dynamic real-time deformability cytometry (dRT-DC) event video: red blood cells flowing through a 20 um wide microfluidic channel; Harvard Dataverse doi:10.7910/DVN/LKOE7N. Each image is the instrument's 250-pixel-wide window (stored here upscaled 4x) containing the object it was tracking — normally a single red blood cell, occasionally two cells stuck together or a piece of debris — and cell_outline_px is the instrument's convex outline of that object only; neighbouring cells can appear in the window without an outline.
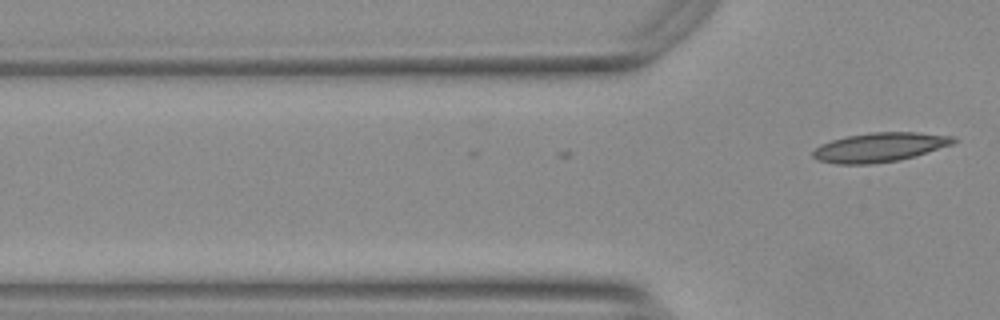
{"species": "Egyptian fruit bat (a non-hibernating species)", "species_latin": "Rousettus aegyptiacus", "temperature_condition": "warm", "stored_images_in_passage": 2, "camera_frame_rate_fps": 3000, "um_per_image_px": 0.085, "animal": {"sex": "female"}, "frame": {"image": 1, "passage_image": 2, "time_ms": 0.333, "image_size_px": [1000, 320], "cell_outline_px": [[956, 140], [952, 144], [912, 156], [896, 160], [868, 164], [836, 164], [816, 160], [812, 156], [812, 152], [820, 144], [844, 136], [868, 132], [920, 132], [952, 136]], "centroid_in_image_um": [74.69, 12.5], "position_along_channel_um": 51.1, "area_um2": 23.76}}